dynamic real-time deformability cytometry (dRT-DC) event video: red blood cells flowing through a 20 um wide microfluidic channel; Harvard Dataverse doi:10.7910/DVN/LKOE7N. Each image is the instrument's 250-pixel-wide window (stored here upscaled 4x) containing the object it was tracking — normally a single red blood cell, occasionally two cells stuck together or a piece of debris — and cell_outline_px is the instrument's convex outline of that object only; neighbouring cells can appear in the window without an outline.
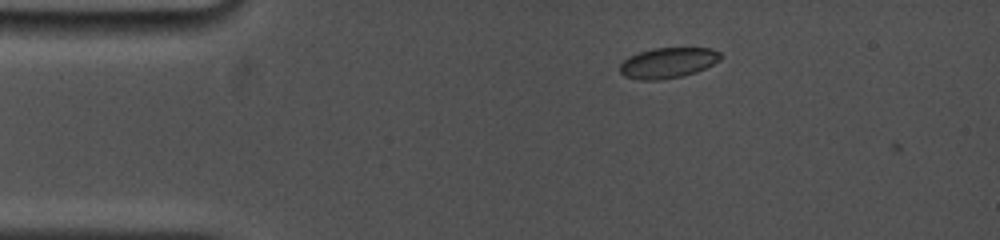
{"species": "common noctule bat (a hibernating species)", "species_latin": "Nyctalus noctula", "temperature_condition": "cold", "stored_images_in_passage": 2, "camera_frame_rate_fps": 5000, "um_per_image_px": 0.085, "animal": {"sex": "female", "body_mass_g": 19.0, "forearm_length_mm": 53.3}, "frame": {"image": 1, "passage_image": 1, "time_ms": 0.0, "image_size_px": [1000, 240], "cell_outline_px": [[724, 56], [720, 60], [696, 72], [680, 76], [660, 80], [640, 80], [624, 76], [620, 72], [620, 64], [628, 56], [652, 48], [712, 48], [720, 52]], "centroid_in_image_um": [56.78, 5.33], "position_along_channel_um": 28.2, "area_um2": 17.92}}